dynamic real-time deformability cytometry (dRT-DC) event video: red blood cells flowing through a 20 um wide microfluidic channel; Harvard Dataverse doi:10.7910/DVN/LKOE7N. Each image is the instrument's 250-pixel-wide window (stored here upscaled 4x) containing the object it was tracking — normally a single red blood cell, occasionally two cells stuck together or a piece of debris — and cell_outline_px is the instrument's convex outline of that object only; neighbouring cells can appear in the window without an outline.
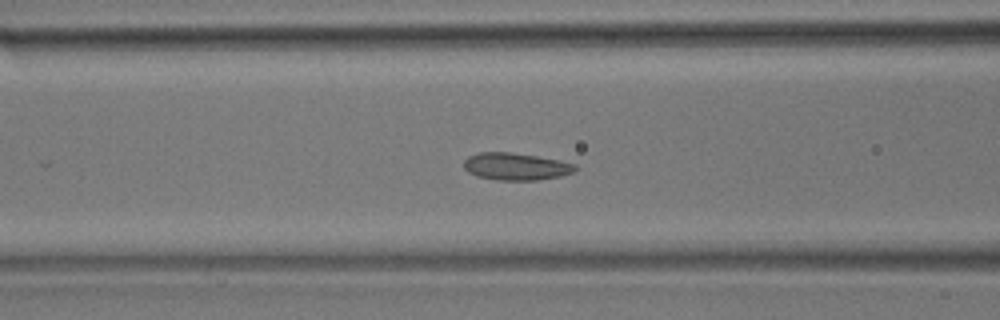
{"species": "common noctule bat (a hibernating species)", "species_latin": "Nyctalus noctula", "temperature_condition": "room temperature", "stored_images_in_passage": 36, "camera_frame_rate_fps": 3000, "um_per_image_px": 0.085, "animal": {"sex": "male", "body_mass_g": 17.9}, "frame": {"image": 1, "passage_image": 8, "time_ms": 2.333, "image_size_px": [1000, 320], "cell_outline_px": [[576, 172], [560, 176], [536, 180], [496, 180], [476, 176], [468, 172], [464, 168], [464, 160], [468, 156], [480, 152], [512, 152], [536, 156], [576, 164]], "centroid_in_image_um": [43.83, 14.15], "position_along_channel_um": 122.8, "area_um2": 17.69}}
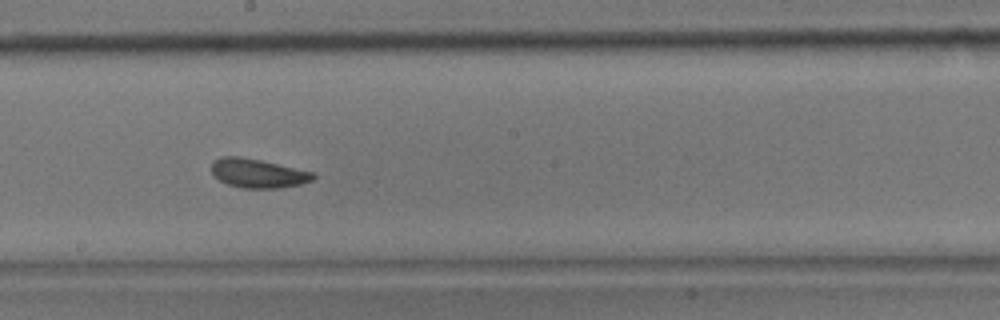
{"frame": {"image": 2, "passage_image": 15, "time_ms": 4.667, "image_size_px": [1000, 320], "cell_outline_px": [[316, 176], [312, 180], [300, 184], [280, 188], [240, 188], [228, 184], [212, 176], [212, 164], [220, 156], [240, 156], [260, 160], [316, 172]], "centroid_in_image_um": [21.93, 14.73], "position_along_channel_um": 226.3, "area_um2": 17.28}}
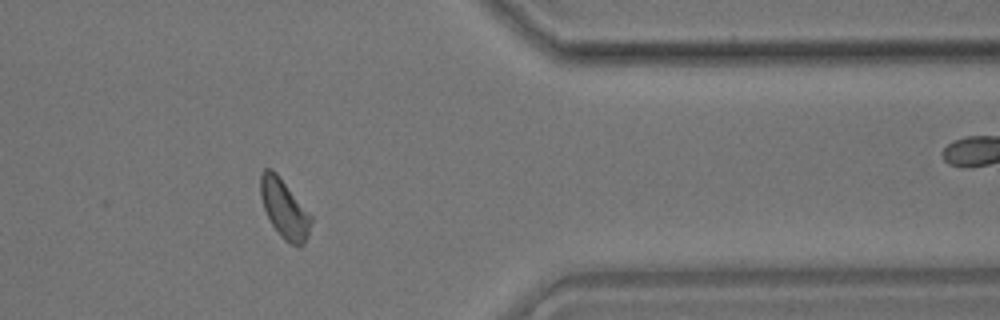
{"frame": {"image": 3, "passage_image": 27, "time_ms": 8.667, "image_size_px": [1000, 320], "cell_outline_px": [[312, 220], [308, 236], [304, 244], [300, 248], [284, 240], [280, 236], [272, 224], [264, 208], [260, 196], [260, 172], [264, 168], [272, 168], [276, 172], [312, 216]], "centroid_in_image_um": [24.16, 17.74], "position_along_channel_um": 387.2, "area_um2": 17.34}}